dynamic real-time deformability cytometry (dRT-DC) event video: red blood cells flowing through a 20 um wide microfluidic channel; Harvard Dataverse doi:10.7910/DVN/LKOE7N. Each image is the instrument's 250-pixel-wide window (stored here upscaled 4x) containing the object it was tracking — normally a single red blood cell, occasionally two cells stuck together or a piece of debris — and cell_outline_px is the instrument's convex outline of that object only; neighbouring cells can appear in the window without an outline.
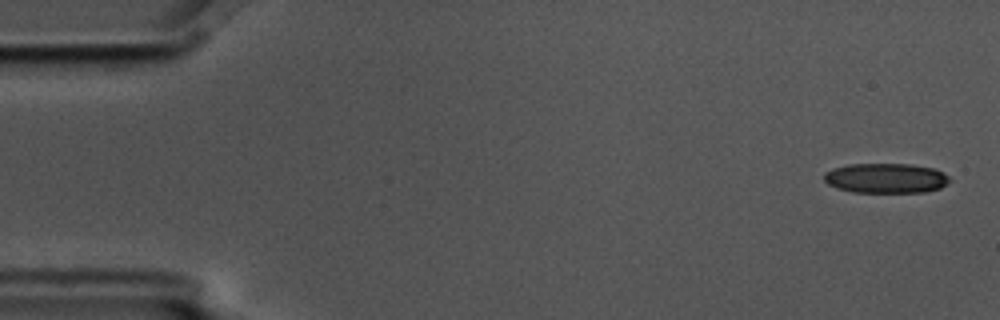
{"species": "common noctule bat (a hibernating species)", "species_latin": "Nyctalus noctula", "temperature_condition": "cold", "stored_images_in_passage": 6, "camera_frame_rate_fps": 3000, "um_per_image_px": 0.085, "animal": {"sex": "male", "body_mass_g": 17.5, "forearm_length_mm": 52.3}, "frame": {"image": 1, "passage_image": 1, "time_ms": 0.0, "image_size_px": [1000, 320], "cell_outline_px": [[952, 180], [948, 184], [940, 188], [924, 192], [852, 192], [836, 188], [828, 184], [824, 180], [824, 172], [832, 168], [848, 164], [908, 164], [936, 168], [944, 172]], "centroid_in_image_um": [75.31, 15.14], "position_along_channel_um": 9.7, "area_um2": 22.14}}